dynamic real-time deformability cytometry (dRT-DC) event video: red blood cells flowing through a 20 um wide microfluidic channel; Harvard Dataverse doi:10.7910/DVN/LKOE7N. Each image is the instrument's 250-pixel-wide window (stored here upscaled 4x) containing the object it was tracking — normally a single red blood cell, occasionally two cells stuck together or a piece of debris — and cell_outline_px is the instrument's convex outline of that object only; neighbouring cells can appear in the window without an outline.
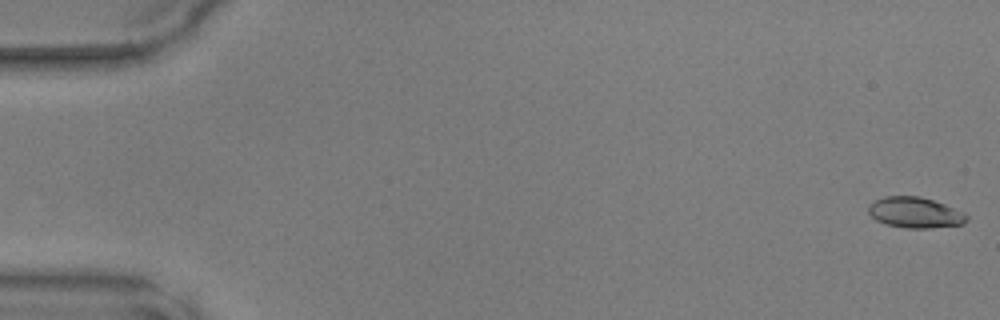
{"species": "common noctule bat (a hibernating species)", "species_latin": "Nyctalus noctula", "temperature_condition": "warm", "stored_images_in_passage": 48, "camera_frame_rate_fps": 3000, "um_per_image_px": 0.085, "animal": {"sex": "male", "body_mass_g": 17.9, "forearm_length_mm": 54.2}, "frame": {"image": 1, "passage_image": 1, "time_ms": 0.0, "image_size_px": [1000, 320], "cell_outline_px": [[968, 220], [964, 224], [928, 228], [908, 228], [888, 224], [876, 220], [868, 212], [868, 208], [876, 200], [884, 196], [920, 196], [944, 204], [964, 212], [968, 216]], "centroid_in_image_um": [77.82, 18.07], "position_along_channel_um": 7.2, "area_um2": 17.4}}
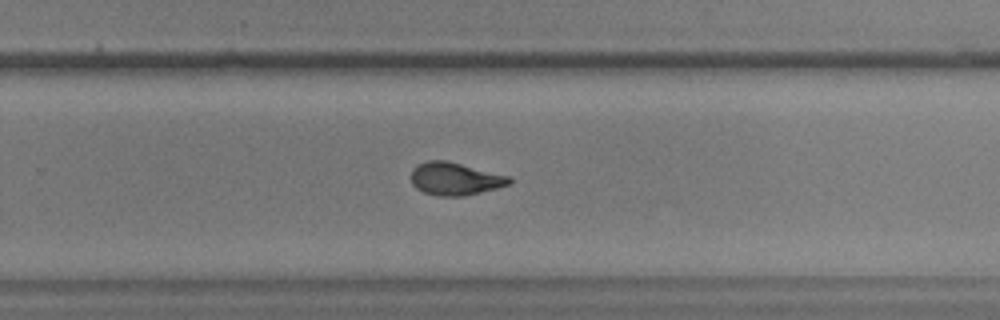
{"frame": {"image": 2, "passage_image": 32, "time_ms": 10.333, "image_size_px": [1000, 320], "cell_outline_px": [[512, 184], [464, 196], [440, 196], [424, 192], [416, 188], [412, 184], [412, 168], [428, 160], [444, 160], [512, 176]], "centroid_in_image_um": [38.72, 15.2], "position_along_channel_um": 291.1, "area_um2": 18.67}}
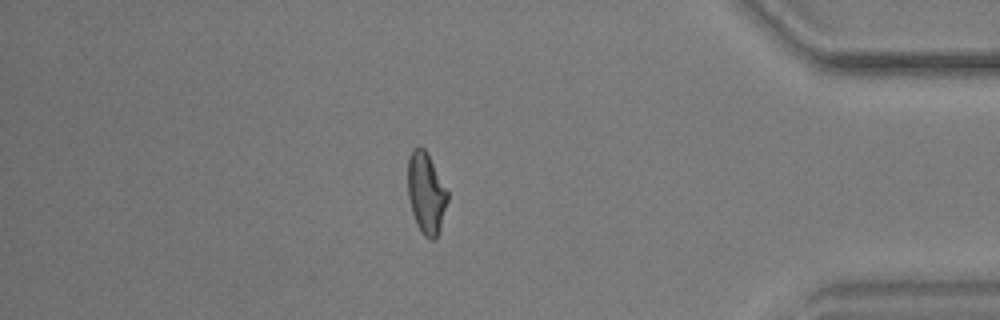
{"frame": {"image": 3, "passage_image": 42, "time_ms": 13.667, "image_size_px": [1000, 320], "cell_outline_px": [[448, 200], [440, 228], [436, 240], [432, 240], [424, 236], [420, 232], [416, 224], [412, 212], [408, 196], [408, 160], [412, 148], [420, 144], [424, 148], [448, 192]], "centroid_in_image_um": [36.21, 16.43], "position_along_channel_um": 399.0, "area_um2": 18.79}}